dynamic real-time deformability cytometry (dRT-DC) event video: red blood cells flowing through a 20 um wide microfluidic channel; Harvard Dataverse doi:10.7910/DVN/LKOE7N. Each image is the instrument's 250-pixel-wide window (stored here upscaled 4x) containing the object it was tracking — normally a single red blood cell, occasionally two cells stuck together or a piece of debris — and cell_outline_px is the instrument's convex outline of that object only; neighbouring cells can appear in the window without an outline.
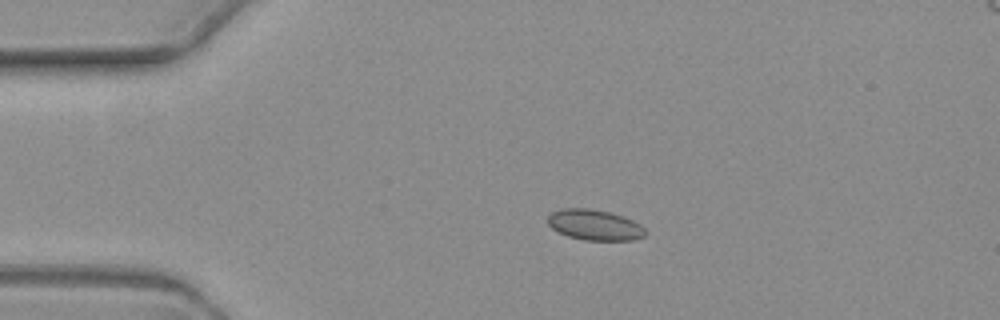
{"species": "common noctule bat (a hibernating species)", "species_latin": "Nyctalus noctula", "temperature_condition": "warm", "stored_images_in_passage": 3, "camera_frame_rate_fps": 3000, "um_per_image_px": 0.085, "animal": {"sex": "female", "body_mass_g": 19.3, "forearm_length_mm": 54.1}, "frame": {"image": 1, "passage_image": 1, "time_ms": 0.0, "image_size_px": [1000, 320], "cell_outline_px": [[648, 232], [644, 236], [632, 240], [584, 240], [568, 236], [556, 232], [548, 224], [548, 216], [552, 212], [564, 208], [588, 208], [612, 212], [624, 216], [640, 224]], "centroid_in_image_um": [50.55, 19.11], "position_along_channel_um": 34.4, "area_um2": 17.57}}